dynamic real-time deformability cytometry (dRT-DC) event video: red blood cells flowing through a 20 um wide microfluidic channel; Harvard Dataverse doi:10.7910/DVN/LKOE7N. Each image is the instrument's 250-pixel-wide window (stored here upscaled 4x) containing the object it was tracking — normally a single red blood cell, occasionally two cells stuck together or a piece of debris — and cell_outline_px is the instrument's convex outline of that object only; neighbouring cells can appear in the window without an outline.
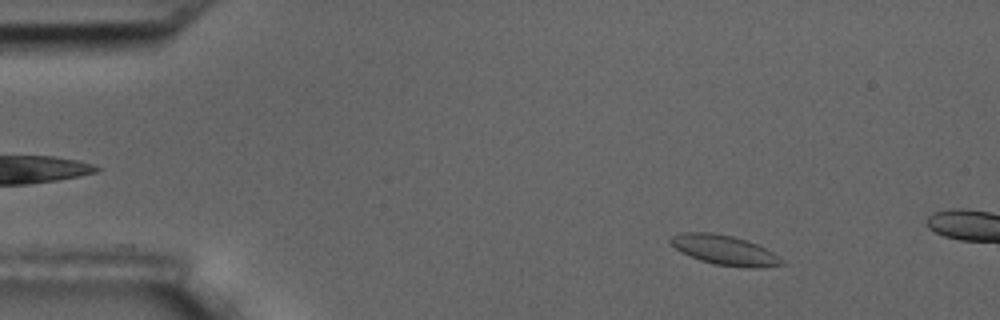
{"species": "common noctule bat (a hibernating species)", "species_latin": "Nyctalus noctula", "temperature_condition": "room temperature", "stored_images_in_passage": 3, "camera_frame_rate_fps": 3000, "um_per_image_px": 0.085, "animal": {"sex": "male", "body_mass_g": 17.5, "forearm_length_mm": 52.3}, "frame": {"image": 1, "passage_image": 1, "time_ms": 0.0, "image_size_px": [1000, 320], "cell_outline_px": [[784, 264], [760, 268], [752, 268], [716, 264], [700, 260], [680, 252], [668, 240], [672, 236], [684, 232], [712, 232], [732, 236], [756, 244], [772, 252], [784, 260]], "centroid_in_image_um": [61.57, 21.26], "position_along_channel_um": 23.4, "area_um2": 19.02}}